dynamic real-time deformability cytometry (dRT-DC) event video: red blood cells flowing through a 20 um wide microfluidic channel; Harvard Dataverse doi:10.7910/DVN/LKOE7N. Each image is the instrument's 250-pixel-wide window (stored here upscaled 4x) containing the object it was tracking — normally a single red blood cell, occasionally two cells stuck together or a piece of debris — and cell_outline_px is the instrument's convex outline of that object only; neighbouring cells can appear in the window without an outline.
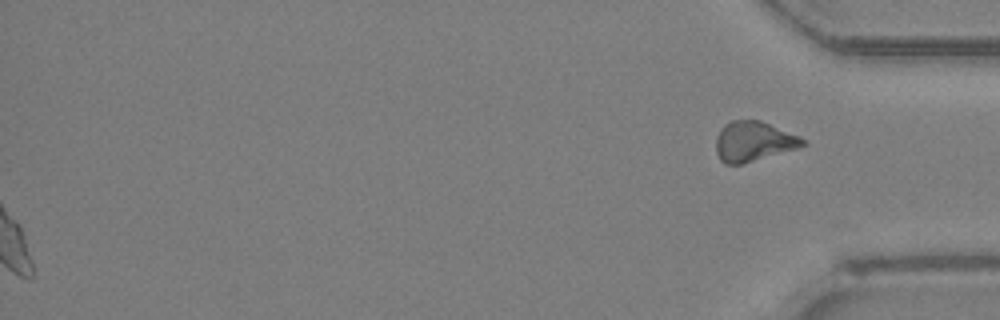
{"species": "Egyptian fruit bat (a non-hibernating species)", "species_latin": "Rousettus aegyptiacus", "temperature_condition": "room temperature", "stored_images_in_passage": 39, "segment_of_instrument_passage": [2, 2], "camera_frame_rate_fps": 3000, "um_per_image_px": 0.085, "animal": {"sex": "female"}, "frame": {"image": 1, "passage_image": 39, "time_ms": 12.667, "image_size_px": [1000, 320], "cell_outline_px": [[808, 144], [796, 148], [740, 164], [724, 164], [720, 160], [716, 152], [716, 136], [720, 128], [724, 124], [732, 120], [760, 120], [800, 136]], "centroid_in_image_um": [64.01, 12.0], "position_along_channel_um": 371.2, "area_um2": 20.06}}